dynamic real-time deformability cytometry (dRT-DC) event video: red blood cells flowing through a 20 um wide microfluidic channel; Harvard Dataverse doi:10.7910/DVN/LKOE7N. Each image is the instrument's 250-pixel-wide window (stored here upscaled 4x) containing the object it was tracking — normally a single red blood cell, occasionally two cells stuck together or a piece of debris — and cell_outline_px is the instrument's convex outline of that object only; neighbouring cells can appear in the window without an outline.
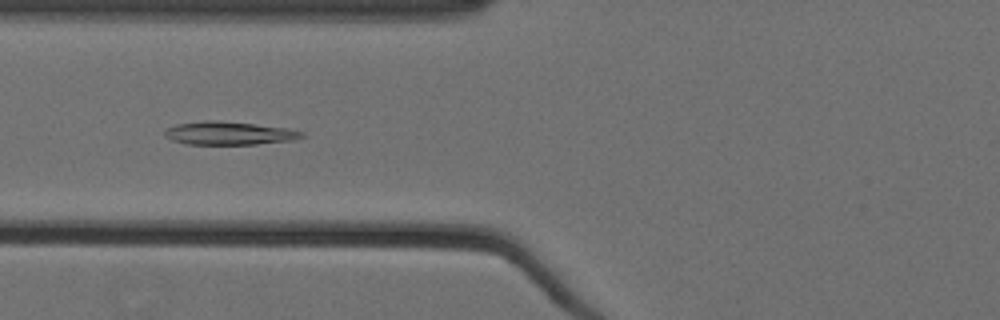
{"species": "Egyptian fruit bat (a non-hibernating species)", "species_latin": "Rousettus aegyptiacus", "temperature_condition": "cold", "stored_images_in_passage": 39, "camera_frame_rate_fps": 3000, "um_per_image_px": 0.085, "animal": {"sex": "female"}, "frame": {"image": 1, "passage_image": 6, "time_ms": 1.667, "image_size_px": [1000, 320], "cell_outline_px": [[304, 136], [292, 140], [256, 144], [188, 144], [172, 140], [164, 136], [164, 132], [168, 128], [176, 124], [204, 120], [216, 120], [288, 128], [304, 132]], "centroid_in_image_um": [19.45, 11.32], "position_along_channel_um": 106.3, "area_um2": 18.38}}
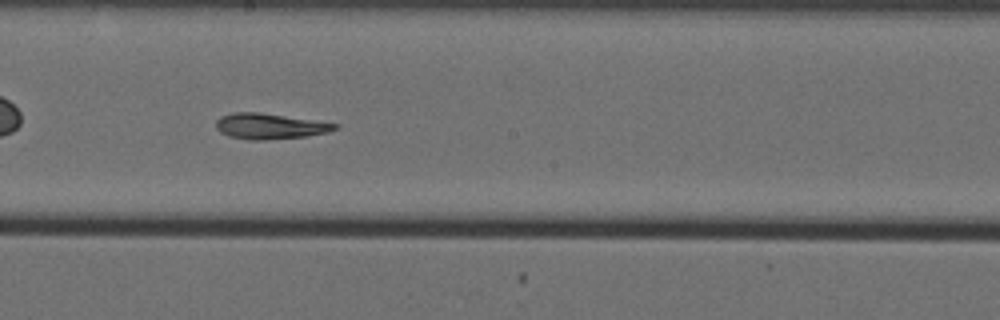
{"frame": {"image": 2, "passage_image": 16, "time_ms": 5.0, "image_size_px": [1000, 320], "cell_outline_px": [[340, 128], [328, 132], [308, 136], [264, 140], [248, 140], [228, 136], [220, 132], [216, 128], [216, 120], [220, 116], [232, 112], [260, 112], [340, 124]], "centroid_in_image_um": [22.93, 10.73], "position_along_channel_um": 225.3, "area_um2": 17.98}}
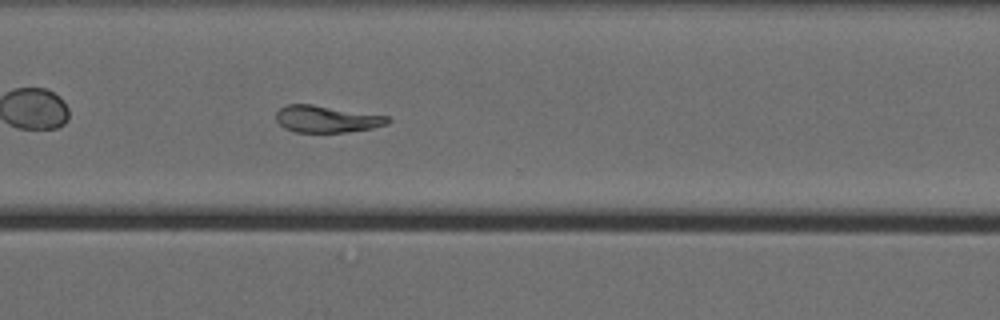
{"frame": {"image": 3, "passage_image": 26, "time_ms": 8.333, "image_size_px": [1000, 320], "cell_outline_px": [[392, 120], [388, 124], [372, 128], [348, 132], [296, 132], [284, 128], [276, 120], [276, 112], [280, 108], [288, 104], [312, 104], [388, 116]], "centroid_in_image_um": [27.77, 10.12], "position_along_channel_um": 342.8, "area_um2": 17.51}, "authors_computed_cell_mechanics": {"area_um2": 17.8602, "velocity_mm_per_s": 3.554, "shape_relaxation_time_tau1_ms": 8.2353, "shape_relaxation_time_tau2_ms": null, "deformation_change_tau1": 0.2264, "deformation_change_tau2": null}}